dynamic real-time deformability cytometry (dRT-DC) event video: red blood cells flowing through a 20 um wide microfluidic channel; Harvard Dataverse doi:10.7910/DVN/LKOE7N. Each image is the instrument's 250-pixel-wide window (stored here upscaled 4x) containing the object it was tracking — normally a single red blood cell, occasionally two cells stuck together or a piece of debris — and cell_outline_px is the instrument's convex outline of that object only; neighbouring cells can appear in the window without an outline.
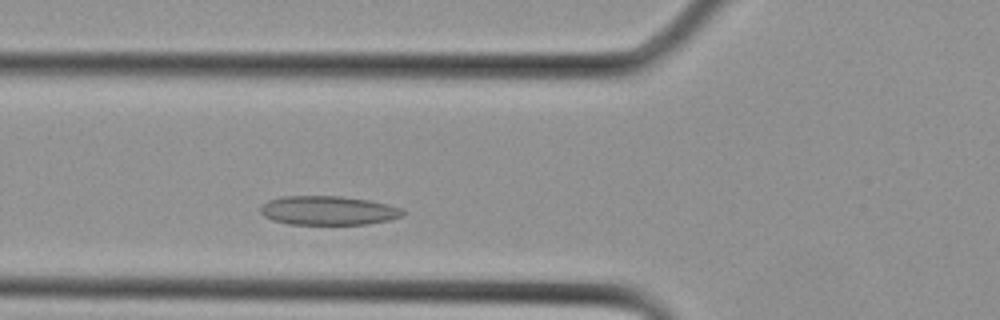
{"species": "Egyptian fruit bat (a non-hibernating species)", "species_latin": "Rousettus aegyptiacus", "temperature_condition": "cold", "stored_images_in_passage": 4, "camera_frame_rate_fps": 3000, "um_per_image_px": 0.085, "animal": {"sex": "female"}, "frame": {"image": 1, "passage_image": 4, "time_ms": 1.0, "image_size_px": [1000, 320], "cell_outline_px": [[404, 216], [388, 220], [368, 224], [288, 224], [272, 220], [264, 216], [260, 212], [260, 208], [268, 200], [284, 196], [340, 196], [368, 200], [388, 204], [400, 208], [404, 212]], "centroid_in_image_um": [27.89, 17.89], "position_along_channel_um": 97.9, "area_um2": 24.04}}